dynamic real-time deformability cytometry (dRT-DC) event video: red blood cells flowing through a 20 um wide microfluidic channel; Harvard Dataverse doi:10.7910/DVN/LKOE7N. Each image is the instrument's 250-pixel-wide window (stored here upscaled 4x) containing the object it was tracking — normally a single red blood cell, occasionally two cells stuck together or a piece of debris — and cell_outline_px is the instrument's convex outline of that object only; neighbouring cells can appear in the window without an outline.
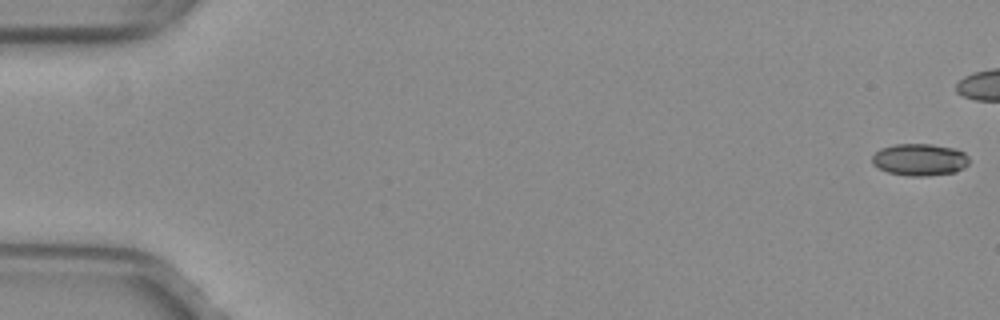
{"species": "common noctule bat (a hibernating species)", "species_latin": "Nyctalus noctula", "temperature_condition": "warm", "stored_images_in_passage": 43, "camera_frame_rate_fps": 3000, "um_per_image_px": 0.085, "animal": {"sex": "female", "body_mass_g": 29.2, "forearm_length_mm": 56.3}, "frame": {"image": 1, "passage_image": 1, "time_ms": 0.0, "image_size_px": [1000, 320], "cell_outline_px": [[968, 164], [964, 168], [956, 172], [928, 176], [908, 176], [888, 172], [872, 164], [872, 156], [880, 148], [896, 144], [932, 144], [956, 148], [964, 152], [968, 156]], "centroid_in_image_um": [78.2, 13.57], "position_along_channel_um": 6.8, "area_um2": 18.26}}
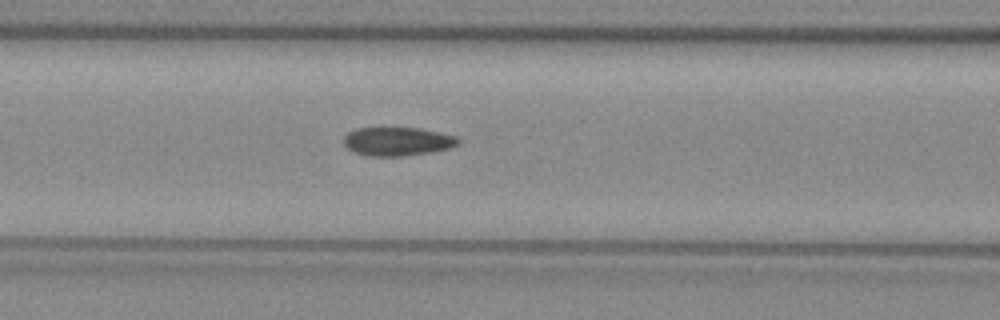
{"frame": {"image": 2, "passage_image": 23, "time_ms": 7.333, "image_size_px": [1000, 320], "cell_outline_px": [[460, 140], [452, 148], [428, 152], [400, 156], [368, 156], [352, 152], [344, 144], [344, 136], [348, 132], [356, 128], [420, 128], [440, 132], [456, 136]], "centroid_in_image_um": [33.76, 12.02], "position_along_channel_um": 132.8, "area_um2": 19.07}}
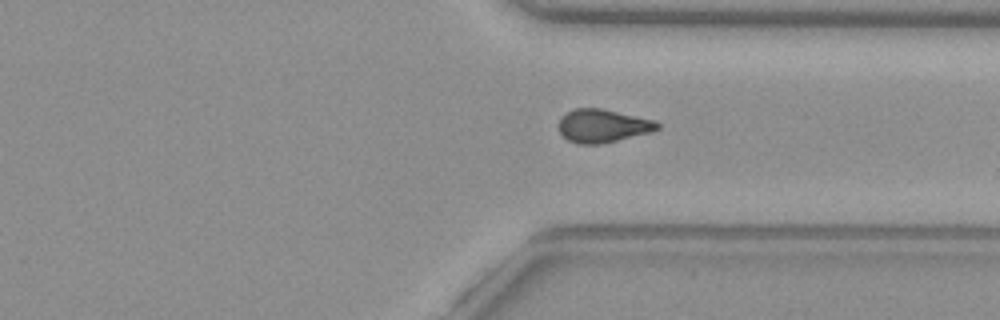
{"frame": {"image": 3, "passage_image": 40, "time_ms": 13.0, "image_size_px": [1000, 320], "cell_outline_px": [[660, 128], [652, 132], [600, 144], [576, 144], [568, 140], [560, 132], [560, 120], [568, 112], [576, 108], [600, 108], [656, 120], [660, 124]], "centroid_in_image_um": [51.28, 10.7], "position_along_channel_um": 360.1, "area_um2": 18.96}}